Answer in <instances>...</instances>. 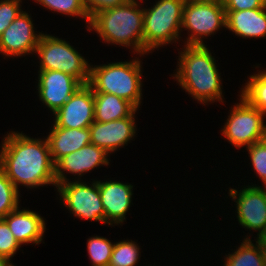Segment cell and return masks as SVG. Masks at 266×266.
<instances>
[{
  "label": "cell",
  "instance_id": "484cf974",
  "mask_svg": "<svg viewBox=\"0 0 266 266\" xmlns=\"http://www.w3.org/2000/svg\"><path fill=\"white\" fill-rule=\"evenodd\" d=\"M43 7L54 12H59L61 14L69 16H78L79 18L86 19L87 23L90 22V17L84 7L82 0H35Z\"/></svg>",
  "mask_w": 266,
  "mask_h": 266
},
{
  "label": "cell",
  "instance_id": "7c38bea8",
  "mask_svg": "<svg viewBox=\"0 0 266 266\" xmlns=\"http://www.w3.org/2000/svg\"><path fill=\"white\" fill-rule=\"evenodd\" d=\"M54 115L56 127L89 128L94 122L93 89L82 85Z\"/></svg>",
  "mask_w": 266,
  "mask_h": 266
},
{
  "label": "cell",
  "instance_id": "d590c367",
  "mask_svg": "<svg viewBox=\"0 0 266 266\" xmlns=\"http://www.w3.org/2000/svg\"><path fill=\"white\" fill-rule=\"evenodd\" d=\"M5 266H14L12 263H10V264H6Z\"/></svg>",
  "mask_w": 266,
  "mask_h": 266
},
{
  "label": "cell",
  "instance_id": "d6986e66",
  "mask_svg": "<svg viewBox=\"0 0 266 266\" xmlns=\"http://www.w3.org/2000/svg\"><path fill=\"white\" fill-rule=\"evenodd\" d=\"M226 28L242 38L266 37V7L226 11Z\"/></svg>",
  "mask_w": 266,
  "mask_h": 266
},
{
  "label": "cell",
  "instance_id": "e575fe53",
  "mask_svg": "<svg viewBox=\"0 0 266 266\" xmlns=\"http://www.w3.org/2000/svg\"><path fill=\"white\" fill-rule=\"evenodd\" d=\"M6 262L0 257V266H5Z\"/></svg>",
  "mask_w": 266,
  "mask_h": 266
},
{
  "label": "cell",
  "instance_id": "ffe728a7",
  "mask_svg": "<svg viewBox=\"0 0 266 266\" xmlns=\"http://www.w3.org/2000/svg\"><path fill=\"white\" fill-rule=\"evenodd\" d=\"M137 108L113 94L94 92V121L110 122L131 116Z\"/></svg>",
  "mask_w": 266,
  "mask_h": 266
},
{
  "label": "cell",
  "instance_id": "2e32d148",
  "mask_svg": "<svg viewBox=\"0 0 266 266\" xmlns=\"http://www.w3.org/2000/svg\"><path fill=\"white\" fill-rule=\"evenodd\" d=\"M101 201L105 211V223H123L131 205L132 185L118 181H98Z\"/></svg>",
  "mask_w": 266,
  "mask_h": 266
},
{
  "label": "cell",
  "instance_id": "f1b7e54d",
  "mask_svg": "<svg viewBox=\"0 0 266 266\" xmlns=\"http://www.w3.org/2000/svg\"><path fill=\"white\" fill-rule=\"evenodd\" d=\"M21 0H1L0 1V35L22 12Z\"/></svg>",
  "mask_w": 266,
  "mask_h": 266
},
{
  "label": "cell",
  "instance_id": "ac0fdd59",
  "mask_svg": "<svg viewBox=\"0 0 266 266\" xmlns=\"http://www.w3.org/2000/svg\"><path fill=\"white\" fill-rule=\"evenodd\" d=\"M46 139L54 164L64 156L91 143L89 128L70 129L56 127L54 124Z\"/></svg>",
  "mask_w": 266,
  "mask_h": 266
},
{
  "label": "cell",
  "instance_id": "5bb4252c",
  "mask_svg": "<svg viewBox=\"0 0 266 266\" xmlns=\"http://www.w3.org/2000/svg\"><path fill=\"white\" fill-rule=\"evenodd\" d=\"M135 113L106 123L94 121L89 127L91 143L109 154L127 144L136 134Z\"/></svg>",
  "mask_w": 266,
  "mask_h": 266
},
{
  "label": "cell",
  "instance_id": "6da1fadb",
  "mask_svg": "<svg viewBox=\"0 0 266 266\" xmlns=\"http://www.w3.org/2000/svg\"><path fill=\"white\" fill-rule=\"evenodd\" d=\"M0 169L18 190V185L36 188L55 182V164L47 139H34L11 132L3 139Z\"/></svg>",
  "mask_w": 266,
  "mask_h": 266
},
{
  "label": "cell",
  "instance_id": "d6a6232c",
  "mask_svg": "<svg viewBox=\"0 0 266 266\" xmlns=\"http://www.w3.org/2000/svg\"><path fill=\"white\" fill-rule=\"evenodd\" d=\"M260 243H266V231L257 239Z\"/></svg>",
  "mask_w": 266,
  "mask_h": 266
},
{
  "label": "cell",
  "instance_id": "52a82bcc",
  "mask_svg": "<svg viewBox=\"0 0 266 266\" xmlns=\"http://www.w3.org/2000/svg\"><path fill=\"white\" fill-rule=\"evenodd\" d=\"M226 28V11L222 1L186 0L182 26L190 31L186 45H205L203 38Z\"/></svg>",
  "mask_w": 266,
  "mask_h": 266
},
{
  "label": "cell",
  "instance_id": "4316f807",
  "mask_svg": "<svg viewBox=\"0 0 266 266\" xmlns=\"http://www.w3.org/2000/svg\"><path fill=\"white\" fill-rule=\"evenodd\" d=\"M19 247L21 245L13 236L5 220L0 219V257L6 264H10V258L16 254Z\"/></svg>",
  "mask_w": 266,
  "mask_h": 266
},
{
  "label": "cell",
  "instance_id": "277c9868",
  "mask_svg": "<svg viewBox=\"0 0 266 266\" xmlns=\"http://www.w3.org/2000/svg\"><path fill=\"white\" fill-rule=\"evenodd\" d=\"M141 61L115 62L90 66L88 85L93 92L108 93L132 103L137 109L141 104Z\"/></svg>",
  "mask_w": 266,
  "mask_h": 266
},
{
  "label": "cell",
  "instance_id": "f546056e",
  "mask_svg": "<svg viewBox=\"0 0 266 266\" xmlns=\"http://www.w3.org/2000/svg\"><path fill=\"white\" fill-rule=\"evenodd\" d=\"M225 11L252 10L257 8H265L264 0H222Z\"/></svg>",
  "mask_w": 266,
  "mask_h": 266
},
{
  "label": "cell",
  "instance_id": "cb8c5ba5",
  "mask_svg": "<svg viewBox=\"0 0 266 266\" xmlns=\"http://www.w3.org/2000/svg\"><path fill=\"white\" fill-rule=\"evenodd\" d=\"M19 196V190L0 169V219L18 208Z\"/></svg>",
  "mask_w": 266,
  "mask_h": 266
},
{
  "label": "cell",
  "instance_id": "83f0119b",
  "mask_svg": "<svg viewBox=\"0 0 266 266\" xmlns=\"http://www.w3.org/2000/svg\"><path fill=\"white\" fill-rule=\"evenodd\" d=\"M252 166L266 188V138L247 147Z\"/></svg>",
  "mask_w": 266,
  "mask_h": 266
},
{
  "label": "cell",
  "instance_id": "e0dca14e",
  "mask_svg": "<svg viewBox=\"0 0 266 266\" xmlns=\"http://www.w3.org/2000/svg\"><path fill=\"white\" fill-rule=\"evenodd\" d=\"M3 219L20 245L41 243L46 228L44 219L38 213L18 207Z\"/></svg>",
  "mask_w": 266,
  "mask_h": 266
},
{
  "label": "cell",
  "instance_id": "3957f363",
  "mask_svg": "<svg viewBox=\"0 0 266 266\" xmlns=\"http://www.w3.org/2000/svg\"><path fill=\"white\" fill-rule=\"evenodd\" d=\"M139 8L137 0H126L119 6L96 12L90 17L88 30L94 29L108 44L132 46L134 53L143 55L144 8Z\"/></svg>",
  "mask_w": 266,
  "mask_h": 266
},
{
  "label": "cell",
  "instance_id": "8d00e7d4",
  "mask_svg": "<svg viewBox=\"0 0 266 266\" xmlns=\"http://www.w3.org/2000/svg\"><path fill=\"white\" fill-rule=\"evenodd\" d=\"M206 1H222V0H206Z\"/></svg>",
  "mask_w": 266,
  "mask_h": 266
},
{
  "label": "cell",
  "instance_id": "30bf717a",
  "mask_svg": "<svg viewBox=\"0 0 266 266\" xmlns=\"http://www.w3.org/2000/svg\"><path fill=\"white\" fill-rule=\"evenodd\" d=\"M252 186L244 187L240 191L231 188L229 194L237 203V218L240 225L249 230L259 231L258 239L266 231V188Z\"/></svg>",
  "mask_w": 266,
  "mask_h": 266
},
{
  "label": "cell",
  "instance_id": "4fadbf2b",
  "mask_svg": "<svg viewBox=\"0 0 266 266\" xmlns=\"http://www.w3.org/2000/svg\"><path fill=\"white\" fill-rule=\"evenodd\" d=\"M38 73L39 98L53 114L83 85L75 77L61 71L39 70Z\"/></svg>",
  "mask_w": 266,
  "mask_h": 266
},
{
  "label": "cell",
  "instance_id": "1f68e13d",
  "mask_svg": "<svg viewBox=\"0 0 266 266\" xmlns=\"http://www.w3.org/2000/svg\"><path fill=\"white\" fill-rule=\"evenodd\" d=\"M261 246L263 248L264 264L266 266V243H261Z\"/></svg>",
  "mask_w": 266,
  "mask_h": 266
},
{
  "label": "cell",
  "instance_id": "836d02e7",
  "mask_svg": "<svg viewBox=\"0 0 266 266\" xmlns=\"http://www.w3.org/2000/svg\"><path fill=\"white\" fill-rule=\"evenodd\" d=\"M258 73L266 80V71H259Z\"/></svg>",
  "mask_w": 266,
  "mask_h": 266
},
{
  "label": "cell",
  "instance_id": "44dd1931",
  "mask_svg": "<svg viewBox=\"0 0 266 266\" xmlns=\"http://www.w3.org/2000/svg\"><path fill=\"white\" fill-rule=\"evenodd\" d=\"M223 266H265L263 248L257 240L253 245L250 238H244L240 247L232 254H228Z\"/></svg>",
  "mask_w": 266,
  "mask_h": 266
},
{
  "label": "cell",
  "instance_id": "4dcf8cb0",
  "mask_svg": "<svg viewBox=\"0 0 266 266\" xmlns=\"http://www.w3.org/2000/svg\"><path fill=\"white\" fill-rule=\"evenodd\" d=\"M84 7L91 17L96 12L123 4L126 0H82Z\"/></svg>",
  "mask_w": 266,
  "mask_h": 266
},
{
  "label": "cell",
  "instance_id": "7a4b0ae2",
  "mask_svg": "<svg viewBox=\"0 0 266 266\" xmlns=\"http://www.w3.org/2000/svg\"><path fill=\"white\" fill-rule=\"evenodd\" d=\"M182 49L174 74L179 85L202 104L222 102L221 78L210 50L206 45H186Z\"/></svg>",
  "mask_w": 266,
  "mask_h": 266
},
{
  "label": "cell",
  "instance_id": "5b68a950",
  "mask_svg": "<svg viewBox=\"0 0 266 266\" xmlns=\"http://www.w3.org/2000/svg\"><path fill=\"white\" fill-rule=\"evenodd\" d=\"M185 2L186 0H159L151 9H144V54L180 38Z\"/></svg>",
  "mask_w": 266,
  "mask_h": 266
},
{
  "label": "cell",
  "instance_id": "603a6c76",
  "mask_svg": "<svg viewBox=\"0 0 266 266\" xmlns=\"http://www.w3.org/2000/svg\"><path fill=\"white\" fill-rule=\"evenodd\" d=\"M139 246L134 241L123 240L114 243L108 266H135L139 257Z\"/></svg>",
  "mask_w": 266,
  "mask_h": 266
},
{
  "label": "cell",
  "instance_id": "7402d4cb",
  "mask_svg": "<svg viewBox=\"0 0 266 266\" xmlns=\"http://www.w3.org/2000/svg\"><path fill=\"white\" fill-rule=\"evenodd\" d=\"M241 90L240 96L266 116V80L259 73L251 75Z\"/></svg>",
  "mask_w": 266,
  "mask_h": 266
},
{
  "label": "cell",
  "instance_id": "ba28073f",
  "mask_svg": "<svg viewBox=\"0 0 266 266\" xmlns=\"http://www.w3.org/2000/svg\"><path fill=\"white\" fill-rule=\"evenodd\" d=\"M228 116L222 135L237 148L249 147L266 138L264 113L250 105L242 96Z\"/></svg>",
  "mask_w": 266,
  "mask_h": 266
},
{
  "label": "cell",
  "instance_id": "d4e9b609",
  "mask_svg": "<svg viewBox=\"0 0 266 266\" xmlns=\"http://www.w3.org/2000/svg\"><path fill=\"white\" fill-rule=\"evenodd\" d=\"M113 248L114 244L104 237L95 236L88 239L87 249L92 266H108Z\"/></svg>",
  "mask_w": 266,
  "mask_h": 266
},
{
  "label": "cell",
  "instance_id": "8992f818",
  "mask_svg": "<svg viewBox=\"0 0 266 266\" xmlns=\"http://www.w3.org/2000/svg\"><path fill=\"white\" fill-rule=\"evenodd\" d=\"M35 53L41 60L40 70L61 71L88 84L91 65L65 40L43 33Z\"/></svg>",
  "mask_w": 266,
  "mask_h": 266
},
{
  "label": "cell",
  "instance_id": "8fae6325",
  "mask_svg": "<svg viewBox=\"0 0 266 266\" xmlns=\"http://www.w3.org/2000/svg\"><path fill=\"white\" fill-rule=\"evenodd\" d=\"M33 21L22 11L0 35V53L8 56H21L34 53L43 33L36 34Z\"/></svg>",
  "mask_w": 266,
  "mask_h": 266
},
{
  "label": "cell",
  "instance_id": "9a60e30c",
  "mask_svg": "<svg viewBox=\"0 0 266 266\" xmlns=\"http://www.w3.org/2000/svg\"><path fill=\"white\" fill-rule=\"evenodd\" d=\"M108 155L104 149L89 143L78 151L64 156L55 164L56 185L69 180L64 171L82 176L84 172H89L100 165H109Z\"/></svg>",
  "mask_w": 266,
  "mask_h": 266
},
{
  "label": "cell",
  "instance_id": "9c48e42d",
  "mask_svg": "<svg viewBox=\"0 0 266 266\" xmlns=\"http://www.w3.org/2000/svg\"><path fill=\"white\" fill-rule=\"evenodd\" d=\"M61 200L74 216L105 223V211L101 201L98 181L89 186L81 180L66 181L56 185Z\"/></svg>",
  "mask_w": 266,
  "mask_h": 266
}]
</instances>
